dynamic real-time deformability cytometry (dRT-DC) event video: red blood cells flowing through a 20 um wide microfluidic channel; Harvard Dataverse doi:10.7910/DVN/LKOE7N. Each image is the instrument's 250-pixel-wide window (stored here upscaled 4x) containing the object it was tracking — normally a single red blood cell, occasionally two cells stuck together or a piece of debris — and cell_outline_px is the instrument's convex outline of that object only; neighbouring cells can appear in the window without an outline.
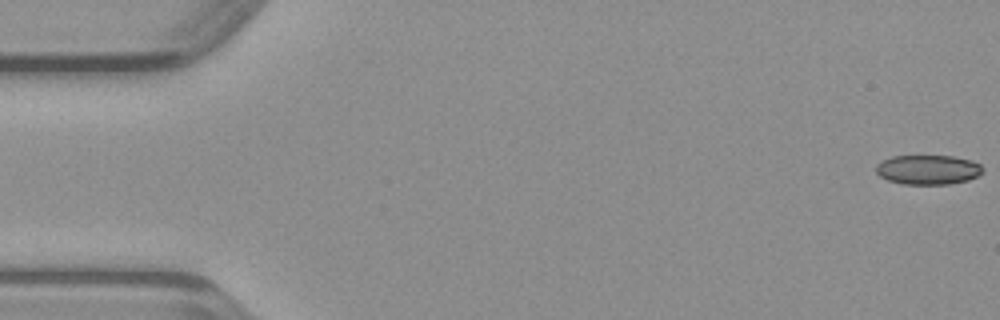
{"species": "common noctule bat (a hibernating species)", "species_latin": "Nyctalus noctula", "temperature_condition": "warm", "stored_images_in_passage": 48, "camera_frame_rate_fps": 3000, "um_per_image_px": 0.085, "animal": {"sex": "male", "body_mass_g": 23.1, "forearm_length_mm": 52.7}, "frame": {"image": 1, "passage_image": 1, "time_ms": 0.0, "image_size_px": [1000, 320], "cell_outline_px": [[984, 172], [968, 180], [948, 184], [900, 184], [888, 180], [880, 176], [876, 172], [876, 164], [892, 156], [952, 156], [972, 160], [980, 164], [984, 168]], "centroid_in_image_um": [78.89, 14.42], "position_along_channel_um": 6.1, "area_um2": 18.44}}
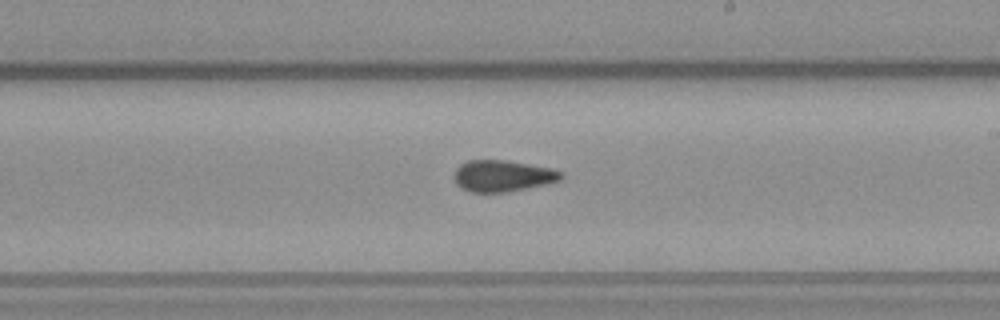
{"frame": {"image": 2, "passage_image": 28, "time_ms": 9.0, "image_size_px": [1000, 320], "cell_outline_px": [[564, 176], [560, 180], [548, 184], [504, 192], [472, 192], [460, 188], [456, 184], [456, 168], [460, 164], [468, 160], [508, 160], [552, 168], [564, 172]], "centroid_in_image_um": [42.77, 14.94], "position_along_channel_um": 246.2, "area_um2": 19.65}}
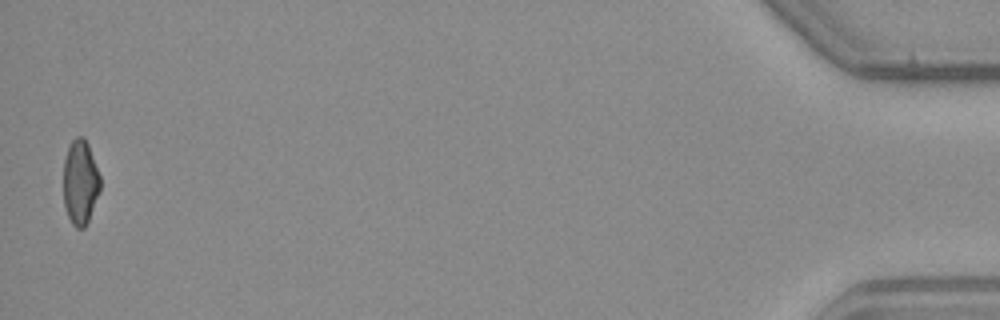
{"frame": {"image": 3, "passage_image": 48, "time_ms": 15.667, "image_size_px": [1000, 320], "cell_outline_px": [[100, 192], [88, 220], [84, 228], [76, 228], [72, 224], [68, 216], [64, 204], [64, 160], [68, 148], [72, 140], [76, 136], [84, 136], [88, 144], [100, 176]], "centroid_in_image_um": [6.83, 15.48], "position_along_channel_um": 428.4, "area_um2": 18.09}}